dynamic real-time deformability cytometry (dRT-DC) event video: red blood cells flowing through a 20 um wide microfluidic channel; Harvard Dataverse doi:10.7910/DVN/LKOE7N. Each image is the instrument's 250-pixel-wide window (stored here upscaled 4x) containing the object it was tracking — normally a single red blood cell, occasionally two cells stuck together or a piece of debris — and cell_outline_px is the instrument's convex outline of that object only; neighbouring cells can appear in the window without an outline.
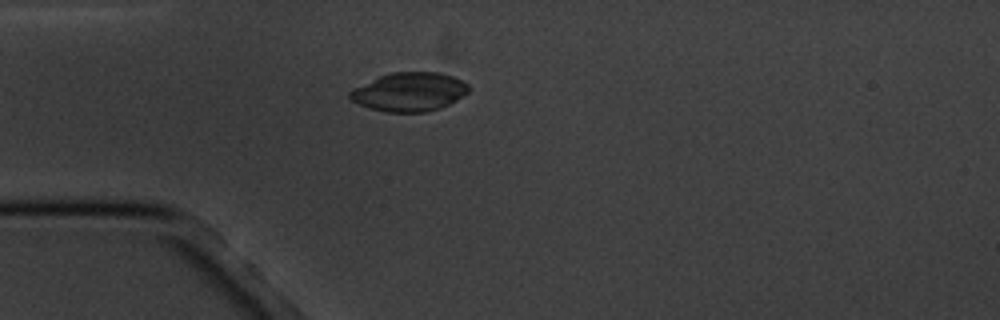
{"species": "common noctule bat (a hibernating species)", "species_latin": "Nyctalus noctula", "temperature_condition": "cold", "stored_images_in_passage": 2, "camera_frame_rate_fps": 3000, "um_per_image_px": 0.085, "animal": {"sex": "male", "body_mass_g": 20.1, "forearm_length_mm": 53.5}, "frame": {"image": 1, "passage_image": 1, "time_ms": 0.0, "image_size_px": [1000, 320], "cell_outline_px": [[468, 92], [456, 100], [440, 108], [424, 112], [384, 112], [360, 104], [352, 100], [348, 96], [348, 92], [352, 88], [380, 76], [392, 72], [440, 72], [452, 76], [468, 84]], "centroid_in_image_um": [34.78, 7.8], "position_along_channel_um": 50.2, "area_um2": 26.65}}